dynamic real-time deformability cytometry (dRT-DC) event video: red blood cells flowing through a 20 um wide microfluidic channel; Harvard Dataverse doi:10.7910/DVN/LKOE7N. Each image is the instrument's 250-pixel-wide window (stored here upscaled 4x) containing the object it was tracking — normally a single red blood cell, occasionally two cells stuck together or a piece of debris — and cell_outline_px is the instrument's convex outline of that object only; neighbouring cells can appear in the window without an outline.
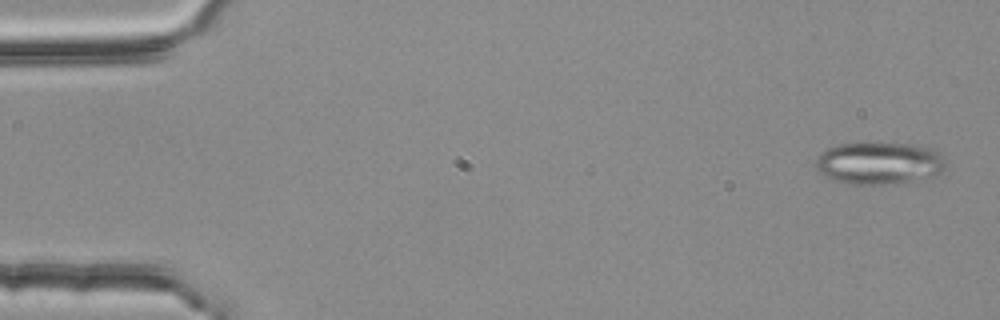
{"species": "common noctule bat (a hibernating species)", "species_latin": "Nyctalus noctula", "temperature_condition": "room temperature", "stored_images_in_passage": 3, "camera_frame_rate_fps": 3000, "um_per_image_px": 0.085, "animal": {"sex": "female", "body_mass_g": 25.1}, "frame": {"image": 1, "passage_image": 3, "time_ms": 0.667, "image_size_px": [1000, 320], "cell_outline_px": [[948, 168], [944, 172], [936, 176], [912, 180], [884, 184], [852, 184], [836, 180], [824, 176], [816, 168], [816, 160], [820, 152], [836, 144], [920, 144], [932, 148], [948, 160]], "centroid_in_image_um": [74.81, 13.86], "position_along_channel_um": 10.2, "area_um2": 32.14}}